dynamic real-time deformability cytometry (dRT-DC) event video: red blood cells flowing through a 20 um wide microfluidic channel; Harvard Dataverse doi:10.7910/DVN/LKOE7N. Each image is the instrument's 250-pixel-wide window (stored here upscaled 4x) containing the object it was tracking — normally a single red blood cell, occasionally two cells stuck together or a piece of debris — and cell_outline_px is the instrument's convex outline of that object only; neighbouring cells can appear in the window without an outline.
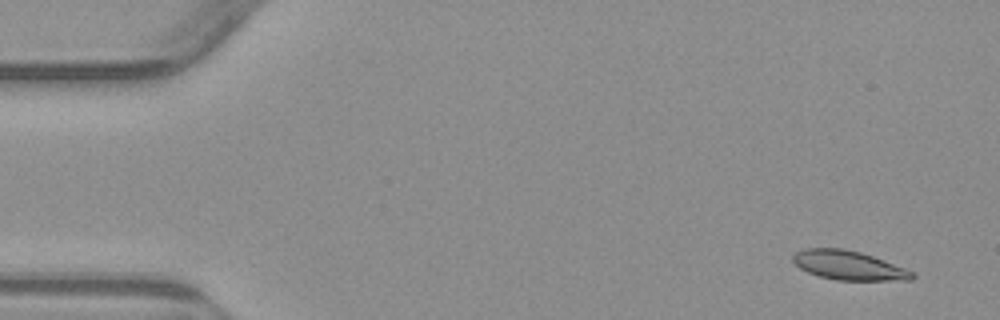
{"species": "common noctule bat (a hibernating species)", "species_latin": "Nyctalus noctula", "temperature_condition": "warm", "stored_images_in_passage": 5, "camera_frame_rate_fps": 3000, "um_per_image_px": 0.085, "animal": {"sex": "male", "body_mass_g": 23.1, "forearm_length_mm": 52.7}, "frame": {"image": 1, "passage_image": 1, "time_ms": 0.0, "image_size_px": [1000, 320], "cell_outline_px": [[916, 276], [912, 280], [836, 280], [820, 276], [808, 272], [800, 268], [792, 260], [792, 256], [796, 252], [804, 248], [844, 248], [860, 252], [884, 260], [904, 268], [912, 272]], "centroid_in_image_um": [72.12, 22.55], "position_along_channel_um": 12.9, "area_um2": 20.11}}
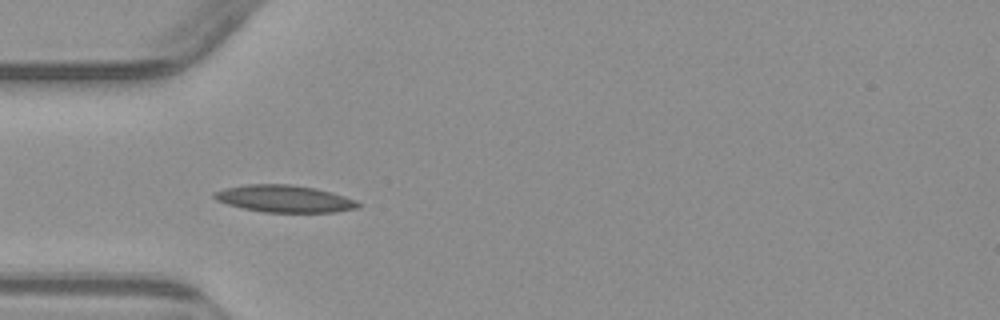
{"frame": {"image": 2, "passage_image": 4, "time_ms": 4.333, "image_size_px": [1000, 320], "cell_outline_px": [[360, 204], [356, 208], [336, 212], [264, 212], [244, 208], [228, 204], [216, 200], [212, 196], [212, 192], [224, 188], [248, 184], [292, 184], [316, 188], [332, 192], [356, 200]], "centroid_in_image_um": [24.15, 16.88], "position_along_channel_um": 60.8, "area_um2": 22.72}}
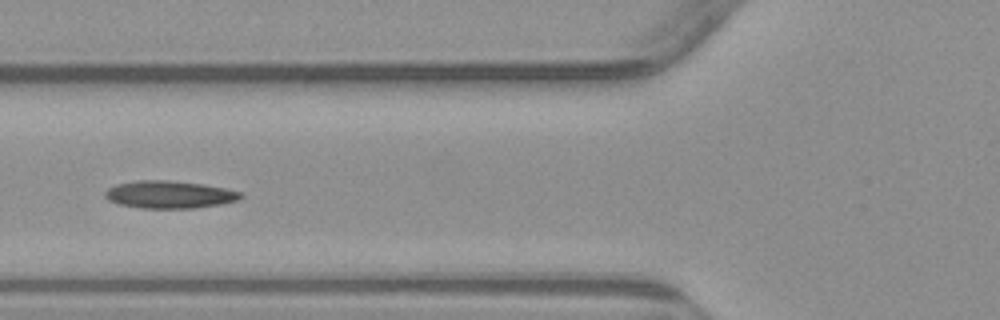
{"frame": {"image": 3, "passage_image": 5, "time_ms": 5.667, "image_size_px": [1000, 320], "cell_outline_px": [[244, 196], [240, 200], [220, 204], [196, 208], [140, 208], [120, 204], [108, 200], [104, 196], [104, 192], [108, 188], [116, 184], [136, 180], [168, 180], [204, 184], [224, 188], [240, 192]], "centroid_in_image_um": [14.4, 16.53], "position_along_channel_um": 111.4, "area_um2": 21.85}}